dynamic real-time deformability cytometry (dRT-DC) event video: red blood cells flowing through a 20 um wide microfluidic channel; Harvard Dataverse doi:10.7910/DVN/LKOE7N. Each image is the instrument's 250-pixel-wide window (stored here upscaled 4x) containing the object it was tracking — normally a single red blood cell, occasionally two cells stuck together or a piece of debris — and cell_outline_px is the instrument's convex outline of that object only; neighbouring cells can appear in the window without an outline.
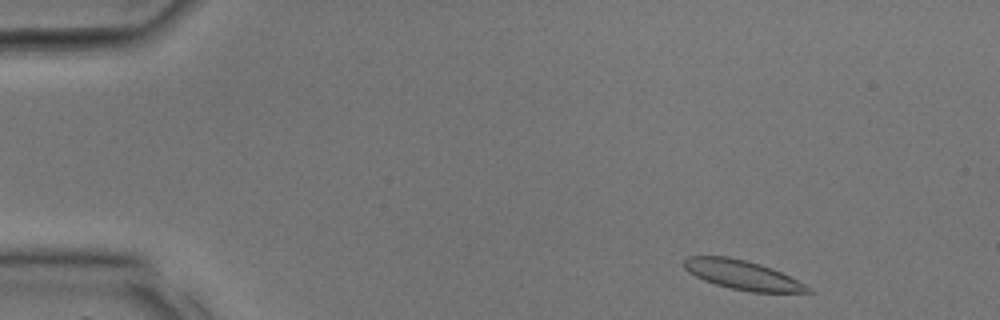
{"species": "common noctule bat (a hibernating species)", "species_latin": "Nyctalus noctula", "temperature_condition": "room temperature", "stored_images_in_passage": 7, "camera_frame_rate_fps": 3000, "um_per_image_px": 0.085, "animal": {"sex": "male", "body_mass_g": 17.9, "forearm_length_mm": 54.2}, "frame": {"image": 1, "passage_image": 2, "time_ms": 0.333, "image_size_px": [1000, 320], "cell_outline_px": [[812, 292], [752, 292], [732, 288], [716, 284], [704, 280], [688, 272], [684, 268], [684, 260], [688, 256], [728, 256], [760, 264], [772, 268], [812, 288]], "centroid_in_image_um": [63.08, 23.36], "position_along_channel_um": 21.9, "area_um2": 20.75}}